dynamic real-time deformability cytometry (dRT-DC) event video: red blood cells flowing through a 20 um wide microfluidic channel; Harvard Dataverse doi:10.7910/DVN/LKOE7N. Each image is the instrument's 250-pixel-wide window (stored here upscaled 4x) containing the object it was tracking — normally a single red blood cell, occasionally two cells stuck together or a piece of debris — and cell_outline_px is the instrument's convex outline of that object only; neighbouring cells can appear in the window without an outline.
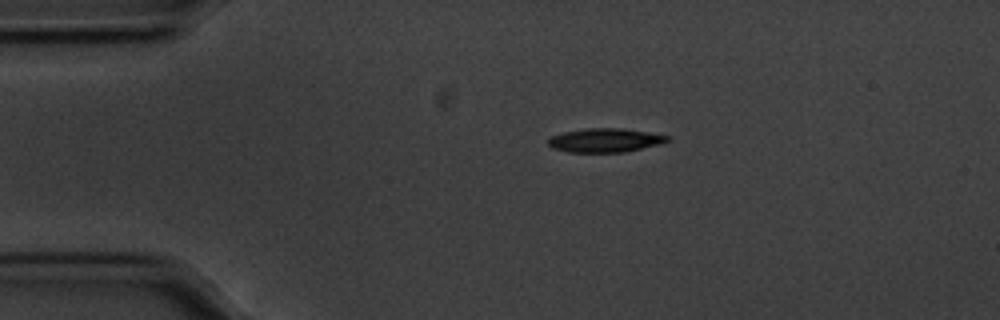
{"species": "common noctule bat (a hibernating species)", "species_latin": "Nyctalus noctula", "temperature_condition": "cold", "stored_images_in_passage": 46, "camera_frame_rate_fps": 3000, "um_per_image_px": 0.085, "animal": {"sex": "male", "body_mass_g": 20.1, "forearm_length_mm": 53.5}, "frame": {"image": 1, "passage_image": 1, "time_ms": 0.0, "image_size_px": [1000, 320], "cell_outline_px": [[668, 140], [660, 144], [624, 152], [568, 152], [552, 148], [548, 144], [548, 140], [552, 136], [564, 132], [588, 128], [620, 128], [668, 136]], "centroid_in_image_um": [51.38, 11.93], "position_along_channel_um": 33.6, "area_um2": 16.24}}
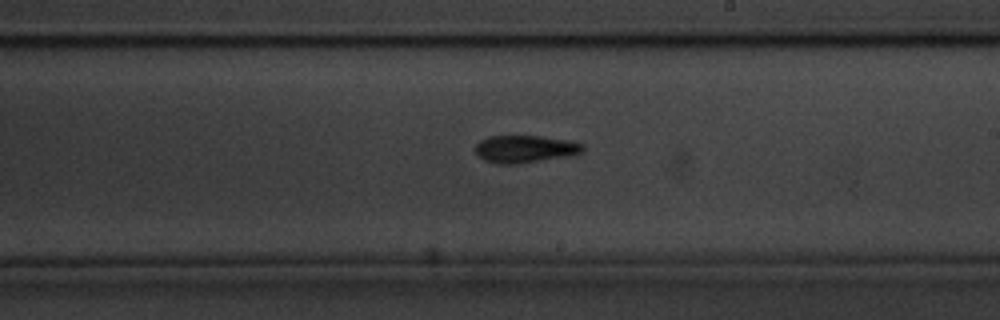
{"frame": {"image": 2, "passage_image": 22, "time_ms": 7.0, "image_size_px": [1000, 320], "cell_outline_px": [[584, 152], [572, 156], [512, 164], [496, 164], [484, 160], [476, 152], [476, 144], [480, 140], [488, 136], [540, 136], [564, 140], [584, 144]], "centroid_in_image_um": [44.64, 12.67], "position_along_channel_um": 244.4, "area_um2": 17.11}}
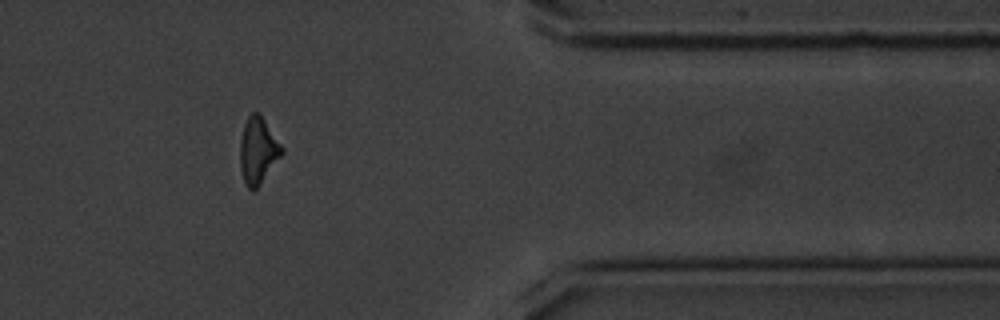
{"frame": {"image": 3, "passage_image": 36, "time_ms": 11.667, "image_size_px": [1000, 320], "cell_outline_px": [[284, 152], [260, 184], [256, 188], [248, 188], [244, 180], [240, 168], [240, 140], [244, 124], [248, 116], [252, 112], [256, 112], [264, 120], [284, 148]], "centroid_in_image_um": [21.93, 12.79], "position_along_channel_um": 389.5, "area_um2": 15.84}, "authors_computed_cell_mechanics": {"area_um2": 16.184, "velocity_mm_per_s": 3.5528, "shape_relaxation_time_tau1_ms": 3.0483, "shape_relaxation_time_tau2_ms": 3.3842, "deformation_change_tau1": 0.1682, "deformation_change_tau2": 0.1308}}